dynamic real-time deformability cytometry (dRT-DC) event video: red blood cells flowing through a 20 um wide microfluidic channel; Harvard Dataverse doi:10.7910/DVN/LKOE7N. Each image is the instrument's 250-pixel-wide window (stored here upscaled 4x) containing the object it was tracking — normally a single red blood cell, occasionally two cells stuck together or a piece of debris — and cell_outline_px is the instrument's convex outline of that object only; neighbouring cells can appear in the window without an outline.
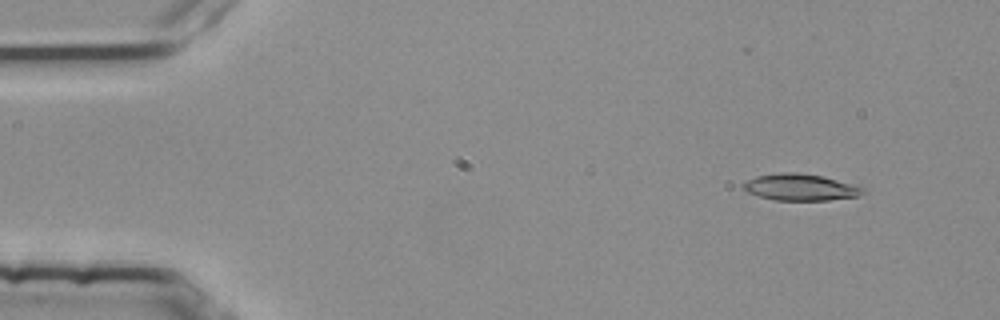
{"species": "common noctule bat (a hibernating species)", "species_latin": "Nyctalus noctula", "temperature_condition": "room temperature", "stored_images_in_passage": 4, "camera_frame_rate_fps": 3000, "um_per_image_px": 0.085, "animal": {"sex": "female", "body_mass_g": 25.1}, "frame": {"image": 1, "passage_image": 2, "time_ms": 0.333, "image_size_px": [1000, 320], "cell_outline_px": [[868, 192], [856, 196], [828, 200], [776, 200], [744, 192], [744, 184], [748, 180], [756, 176], [780, 172], [796, 172], [824, 176], [852, 184], [864, 188]], "centroid_in_image_um": [68.04, 15.91], "position_along_channel_um": 17.0, "area_um2": 18.5}}